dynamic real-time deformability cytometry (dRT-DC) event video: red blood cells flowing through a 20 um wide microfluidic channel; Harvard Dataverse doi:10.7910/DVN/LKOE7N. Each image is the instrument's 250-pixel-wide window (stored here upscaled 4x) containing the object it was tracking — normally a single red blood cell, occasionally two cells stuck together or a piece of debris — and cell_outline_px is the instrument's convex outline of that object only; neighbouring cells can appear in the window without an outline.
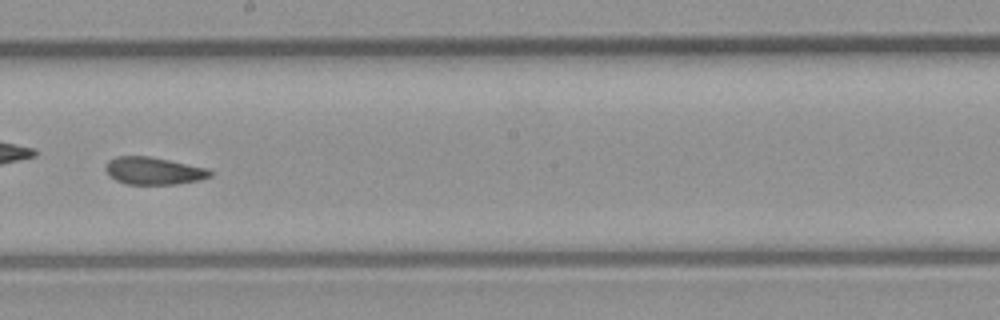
{"species": "common noctule bat (a hibernating species)", "species_latin": "Nyctalus noctula", "temperature_condition": "room temperature", "stored_images_in_passage": 50, "camera_frame_rate_fps": 3000, "um_per_image_px": 0.085, "animal": {"sex": "male", "body_mass_g": 23.1, "forearm_length_mm": 52.7}, "frame": {"image": 1, "passage_image": 29, "time_ms": 9.333, "image_size_px": [1000, 320], "cell_outline_px": [[212, 176], [200, 180], [176, 184], [128, 184], [116, 180], [108, 176], [104, 168], [108, 160], [116, 156], [148, 156], [208, 168], [212, 172]], "centroid_in_image_um": [13.04, 14.52], "position_along_channel_um": 235.2, "area_um2": 16.76}, "authors_computed_cell_mechanics": {"area_um2": 17.34, "velocity_mm_per_s": 4.2752, "shape_relaxation_time_tau1_ms": null, "shape_relaxation_time_tau2_ms": 2.2558, "deformation_change_tau1": null, "deformation_change_tau2": 0.0798}}